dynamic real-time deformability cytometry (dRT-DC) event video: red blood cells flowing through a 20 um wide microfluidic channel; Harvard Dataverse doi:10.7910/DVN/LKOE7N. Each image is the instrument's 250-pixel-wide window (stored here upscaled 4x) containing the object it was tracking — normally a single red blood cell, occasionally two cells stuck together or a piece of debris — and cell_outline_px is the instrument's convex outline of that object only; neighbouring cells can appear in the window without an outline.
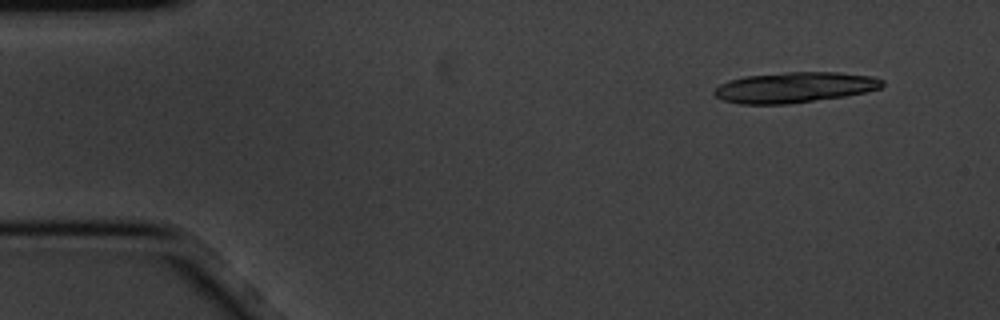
{"species": "common noctule bat (a hibernating species)", "species_latin": "Nyctalus noctula", "temperature_condition": "cold", "stored_images_in_passage": 4, "camera_frame_rate_fps": 3000, "um_per_image_px": 0.085, "animal": {"sex": "male", "body_mass_g": 20.1, "forearm_length_mm": 53.5}, "frame": {"image": 1, "passage_image": 1, "time_ms": 0.0, "image_size_px": [1000, 320], "cell_outline_px": [[884, 84], [880, 88], [868, 92], [844, 96], [784, 104], [740, 104], [724, 100], [716, 96], [712, 92], [720, 84], [728, 80], [744, 76], [784, 72], [840, 72], [872, 76], [884, 80]], "centroid_in_image_um": [67.54, 7.41], "position_along_channel_um": 17.5, "area_um2": 29.94}}